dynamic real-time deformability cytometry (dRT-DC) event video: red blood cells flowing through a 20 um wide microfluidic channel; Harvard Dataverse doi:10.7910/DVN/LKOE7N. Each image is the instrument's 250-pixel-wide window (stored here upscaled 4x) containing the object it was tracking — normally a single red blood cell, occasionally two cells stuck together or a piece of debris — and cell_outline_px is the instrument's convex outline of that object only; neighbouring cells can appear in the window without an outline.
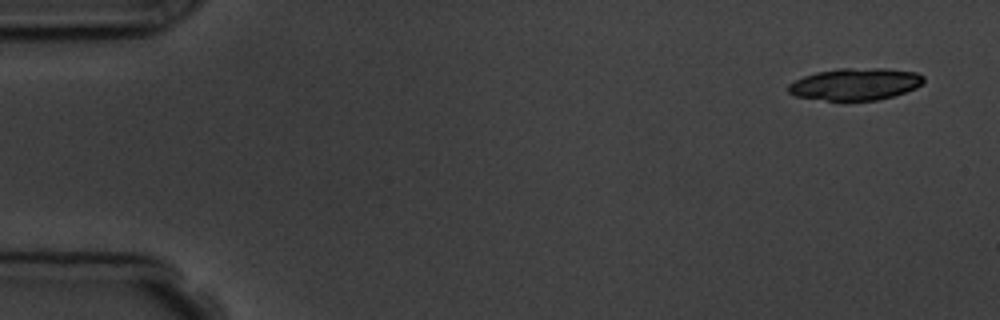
{"species": "common noctule bat (a hibernating species)", "species_latin": "Nyctalus noctula", "temperature_condition": "room temperature", "stored_images_in_passage": 4, "camera_frame_rate_fps": 3000, "um_per_image_px": 0.085, "animal": {"sex": "male", "body_mass_g": 19.5, "forearm_length_mm": 54.6}, "frame": {"image": 1, "passage_image": 1, "time_ms": 0.0, "image_size_px": [1000, 320], "cell_outline_px": [[924, 80], [916, 88], [892, 96], [876, 100], [828, 100], [796, 96], [788, 92], [788, 84], [804, 76], [816, 72], [840, 68], [884, 68], [916, 72], [924, 76]], "centroid_in_image_um": [72.71, 7.14], "position_along_channel_um": 12.3, "area_um2": 25.03}}